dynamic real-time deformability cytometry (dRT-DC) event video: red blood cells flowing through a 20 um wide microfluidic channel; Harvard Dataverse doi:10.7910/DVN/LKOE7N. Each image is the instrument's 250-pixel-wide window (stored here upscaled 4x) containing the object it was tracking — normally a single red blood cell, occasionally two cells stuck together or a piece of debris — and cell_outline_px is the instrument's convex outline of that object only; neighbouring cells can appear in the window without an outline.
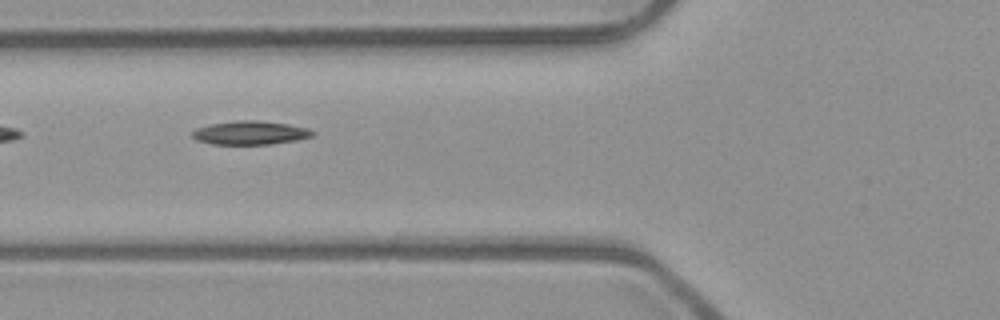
{"species": "common noctule bat (a hibernating species)", "species_latin": "Nyctalus noctula", "temperature_condition": "room temperature", "stored_images_in_passage": 6, "camera_frame_rate_fps": 3000, "um_per_image_px": 0.085, "animal": {"sex": "male", "body_mass_g": 23.1, "forearm_length_mm": 52.7}, "frame": {"image": 1, "passage_image": 2, "time_ms": 0.333, "image_size_px": [1000, 320], "cell_outline_px": [[316, 132], [312, 136], [296, 140], [272, 144], [212, 144], [196, 140], [192, 136], [192, 132], [196, 128], [208, 124], [236, 120], [256, 120], [288, 124], [308, 128]], "centroid_in_image_um": [21.25, 11.28], "position_along_channel_um": 104.5, "area_um2": 16.65}}
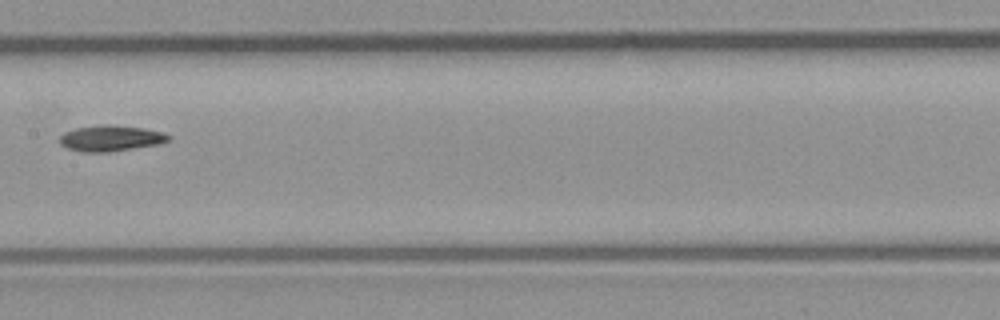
{"frame": {"image": 2, "passage_image": 4, "time_ms": 1.0, "image_size_px": [1000, 320], "cell_outline_px": [[172, 140], [160, 144], [108, 152], [84, 152], [68, 148], [60, 144], [60, 136], [64, 132], [76, 128], [104, 124], [108, 124], [144, 128], [164, 132], [172, 136]], "centroid_in_image_um": [9.47, 11.75], "position_along_channel_um": 197.9, "area_um2": 16.53}}
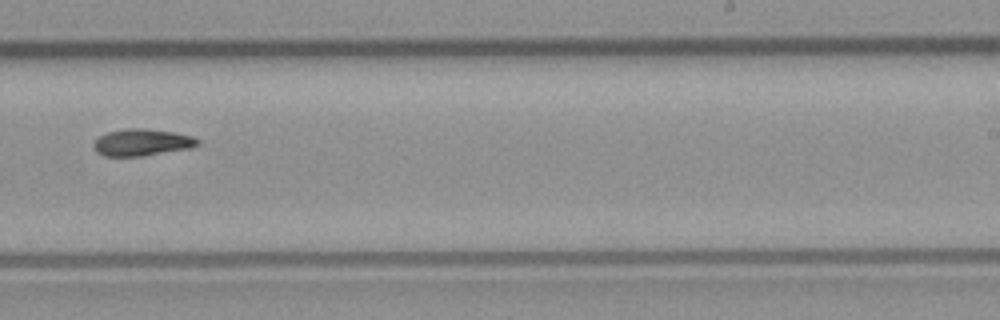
{"frame": {"image": 3, "passage_image": 6, "time_ms": 1.667, "image_size_px": [1000, 320], "cell_outline_px": [[200, 144], [192, 148], [144, 156], [104, 156], [96, 152], [92, 144], [100, 136], [108, 132], [124, 128], [144, 128], [172, 132], [192, 136], [200, 140]], "centroid_in_image_um": [12.08, 12.11], "position_along_channel_um": 276.9, "area_um2": 16.42}}